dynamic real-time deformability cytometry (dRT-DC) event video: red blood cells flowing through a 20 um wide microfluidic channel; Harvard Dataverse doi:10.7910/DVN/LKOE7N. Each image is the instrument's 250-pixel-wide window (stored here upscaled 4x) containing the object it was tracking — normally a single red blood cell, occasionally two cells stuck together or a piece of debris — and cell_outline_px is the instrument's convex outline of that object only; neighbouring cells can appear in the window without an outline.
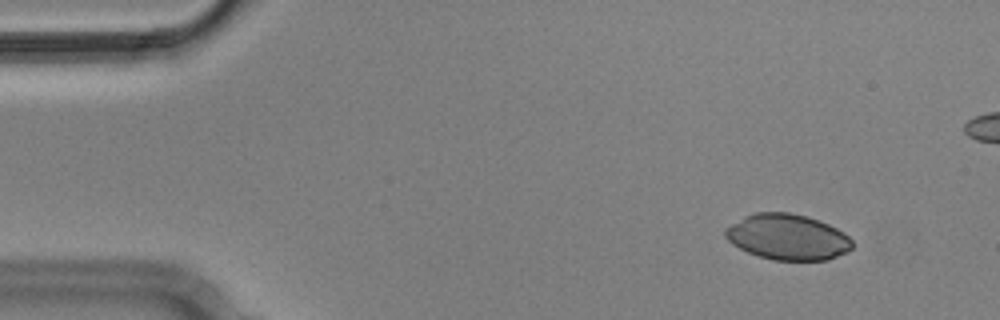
{"species": "Egyptian fruit bat (a non-hibernating species)", "species_latin": "Rousettus aegyptiacus", "temperature_condition": "cold", "stored_images_in_passage": 4, "camera_frame_rate_fps": 3000, "um_per_image_px": 0.085, "animal": {"sex": "male"}, "frame": {"image": 1, "passage_image": 1, "time_ms": 0.0, "image_size_px": [1000, 320], "cell_outline_px": [[852, 248], [848, 252], [828, 260], [772, 260], [748, 252], [732, 244], [724, 236], [724, 228], [744, 216], [756, 212], [788, 212], [808, 216], [820, 220], [844, 232], [852, 240]], "centroid_in_image_um": [66.95, 20.14], "position_along_channel_um": 18.1, "area_um2": 34.04}}